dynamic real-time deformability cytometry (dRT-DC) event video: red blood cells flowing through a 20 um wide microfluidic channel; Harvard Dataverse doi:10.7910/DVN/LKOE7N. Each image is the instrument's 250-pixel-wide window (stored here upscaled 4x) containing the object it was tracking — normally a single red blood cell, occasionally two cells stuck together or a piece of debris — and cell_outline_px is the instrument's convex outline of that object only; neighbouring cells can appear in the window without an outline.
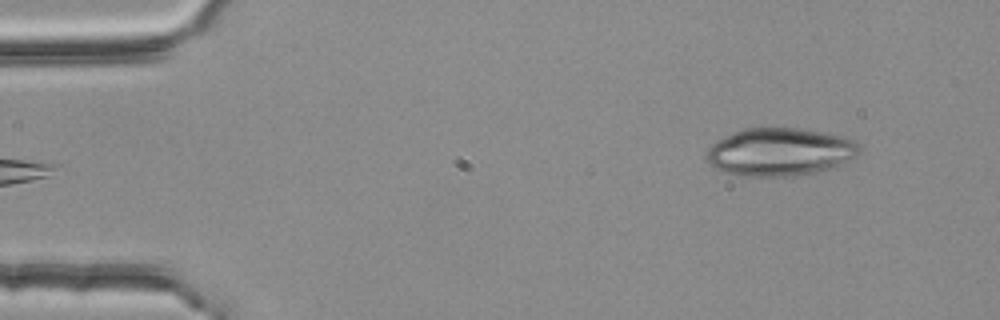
{"species": "common noctule bat (a hibernating species)", "species_latin": "Nyctalus noctula", "temperature_condition": "room temperature", "stored_images_in_passage": 5, "segment_of_instrument_passage": [2, 2], "camera_frame_rate_fps": 3000, "um_per_image_px": 0.085, "animal": {"sex": "female", "body_mass_g": 25.1}, "frame": {"image": 1, "passage_image": 5, "time_ms": 1.333, "image_size_px": [1000, 320], "cell_outline_px": [[860, 152], [856, 156], [824, 172], [796, 176], [740, 176], [724, 172], [708, 164], [704, 160], [704, 152], [716, 140], [732, 132], [744, 128], [800, 128], [824, 132], [844, 136], [856, 140], [860, 148]], "centroid_in_image_um": [66.27, 12.92], "position_along_channel_um": 18.7, "area_um2": 43.52}}